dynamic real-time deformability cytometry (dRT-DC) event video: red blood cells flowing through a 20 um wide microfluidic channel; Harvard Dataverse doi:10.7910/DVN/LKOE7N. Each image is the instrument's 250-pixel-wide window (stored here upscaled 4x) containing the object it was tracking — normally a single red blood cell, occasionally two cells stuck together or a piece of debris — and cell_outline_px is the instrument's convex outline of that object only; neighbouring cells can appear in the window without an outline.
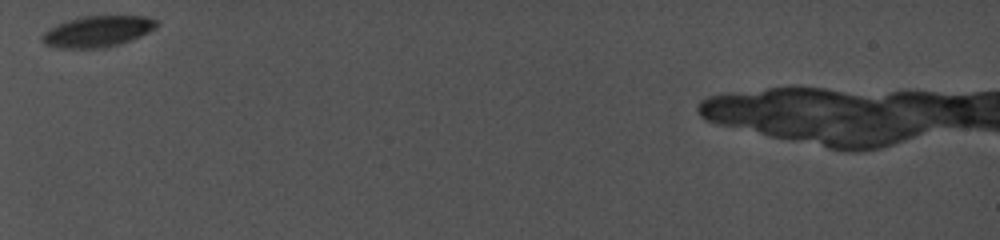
{"species": "common noctule bat (a hibernating species)", "species_latin": "Nyctalus noctula", "temperature_condition": "cold", "stored_images_in_passage": 40, "camera_frame_rate_fps": 5000, "um_per_image_px": 0.085, "animal": {"sex": "female", "body_mass_g": 19.0, "forearm_length_mm": 56.7}, "frame": {"image": 1, "passage_image": 1, "time_ms": 0.0, "image_size_px": [1000, 240], "cell_outline_px": [[160, 24], [156, 28], [140, 36], [116, 44], [100, 48], [52, 48], [44, 44], [40, 40], [44, 32], [48, 28], [56, 24], [68, 20], [84, 16], [144, 16], [156, 20]], "centroid_in_image_um": [8.24, 2.67], "position_along_channel_um": 76.8, "area_um2": 20.69}}
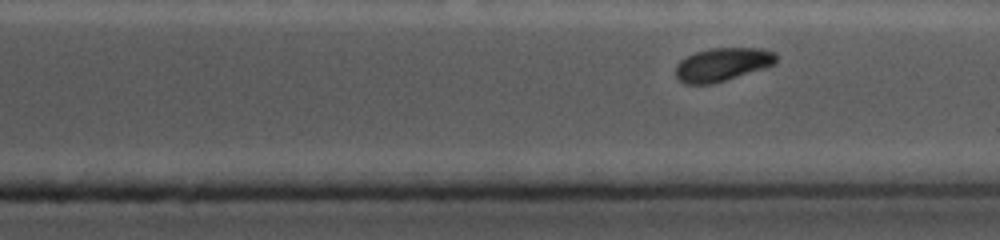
{"frame": {"image": 2, "passage_image": 34, "time_ms": 7.4, "image_size_px": [1000, 240], "cell_outline_px": [[776, 60], [768, 68], [712, 84], [688, 84], [680, 80], [676, 76], [676, 64], [680, 60], [696, 52], [712, 48], [760, 48], [776, 52]], "centroid_in_image_um": [61.43, 5.48], "position_along_channel_um": 350.0, "area_um2": 19.54}}
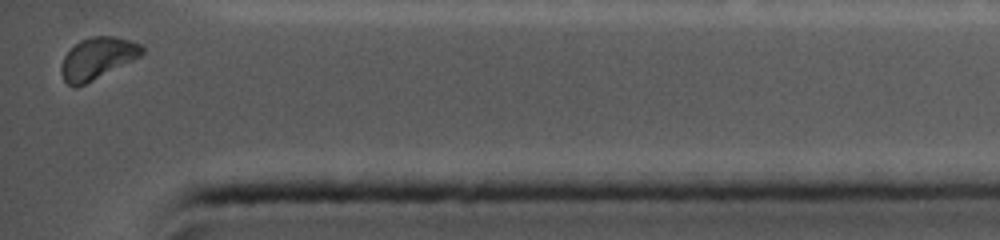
{"frame": {"image": 3, "passage_image": 40, "time_ms": 9.4, "image_size_px": [1000, 240], "cell_outline_px": [[144, 52], [140, 56], [84, 84], [72, 88], [64, 80], [60, 72], [60, 68], [64, 56], [80, 40], [92, 36], [116, 36], [140, 44], [144, 48]], "centroid_in_image_um": [8.25, 4.95], "position_along_channel_um": 426.9, "area_um2": 19.25}, "authors_computed_cell_mechanics": {"area_um2": 21.675, "velocity_mm_per_s": 3.8729, "shape_relaxation_time_tau1_ms": 1.0475, "shape_relaxation_time_tau2_ms": null, "deformation_change_tau1": 0.0702, "deformation_change_tau2": null}}